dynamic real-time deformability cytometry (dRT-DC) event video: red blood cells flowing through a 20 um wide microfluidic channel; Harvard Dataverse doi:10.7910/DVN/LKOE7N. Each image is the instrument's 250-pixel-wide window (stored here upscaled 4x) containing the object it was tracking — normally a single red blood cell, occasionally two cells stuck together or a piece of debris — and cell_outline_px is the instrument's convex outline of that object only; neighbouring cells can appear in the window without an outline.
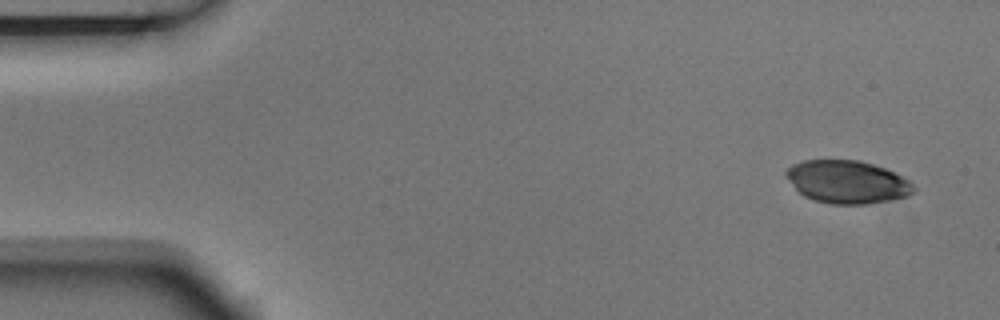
{"species": "Egyptian fruit bat (a non-hibernating species)", "species_latin": "Rousettus aegyptiacus", "temperature_condition": "room temperature", "stored_images_in_passage": 8, "camera_frame_rate_fps": 3000, "um_per_image_px": 0.085, "animal": {"sex": "male"}, "frame": {"image": 1, "passage_image": 1, "time_ms": 0.0, "image_size_px": [1000, 320], "cell_outline_px": [[916, 192], [908, 196], [892, 200], [868, 204], [832, 204], [812, 200], [804, 196], [788, 180], [784, 172], [792, 164], [804, 160], [860, 160], [884, 168], [908, 180], [916, 188]], "centroid_in_image_um": [72.02, 15.47], "position_along_channel_um": 13.0, "area_um2": 31.91}}
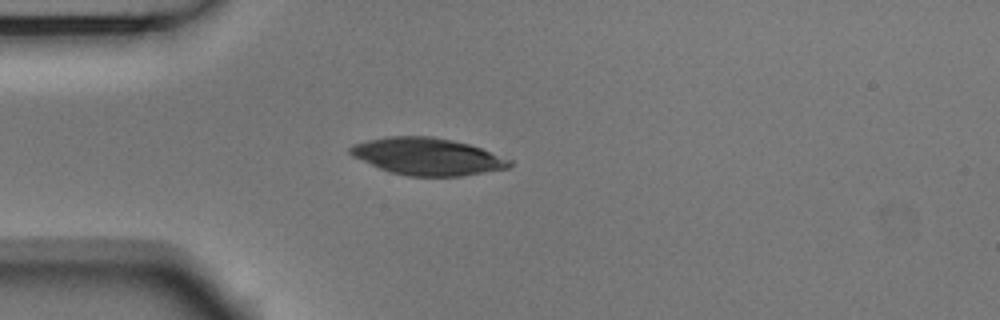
{"frame": {"image": 2, "passage_image": 4, "time_ms": 1.0, "image_size_px": [1000, 320], "cell_outline_px": [[512, 164], [508, 168], [460, 176], [408, 176], [392, 172], [380, 168], [352, 156], [348, 152], [348, 148], [352, 144], [368, 140], [388, 136], [432, 136], [452, 140], [468, 144], [480, 148], [512, 160]], "centroid_in_image_um": [36.3, 13.29], "position_along_channel_um": 48.7, "area_um2": 34.22}}